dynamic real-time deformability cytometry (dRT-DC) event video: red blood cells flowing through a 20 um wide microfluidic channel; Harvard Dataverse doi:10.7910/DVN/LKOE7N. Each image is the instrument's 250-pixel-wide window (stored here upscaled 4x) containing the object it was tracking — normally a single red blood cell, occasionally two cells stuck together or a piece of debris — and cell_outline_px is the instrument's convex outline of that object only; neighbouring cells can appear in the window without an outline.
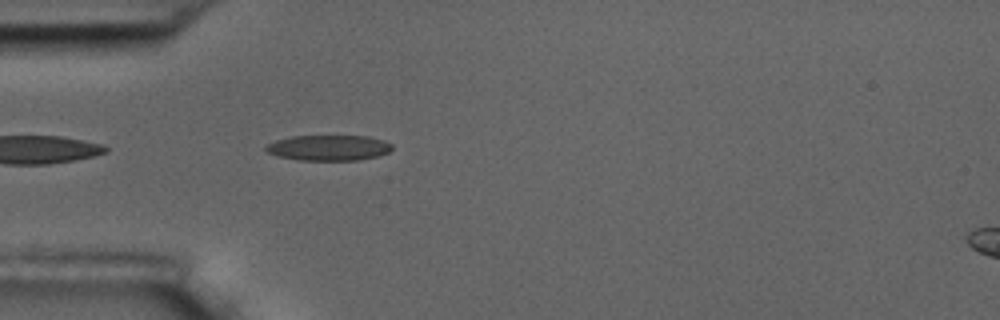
{"species": "common noctule bat (a hibernating species)", "species_latin": "Nyctalus noctula", "temperature_condition": "room temperature", "stored_images_in_passage": 41, "camera_frame_rate_fps": 3000, "um_per_image_px": 0.085, "animal": {"sex": "male", "body_mass_g": 17.5, "forearm_length_mm": 52.3}, "frame": {"image": 1, "passage_image": 2, "time_ms": 0.333, "image_size_px": [1000, 320], "cell_outline_px": [[392, 148], [388, 152], [376, 156], [360, 160], [296, 160], [280, 156], [268, 152], [264, 148], [268, 144], [276, 140], [292, 136], [368, 136], [384, 140], [392, 144]], "centroid_in_image_um": [27.95, 12.56], "position_along_channel_um": 57.0, "area_um2": 18.67}}
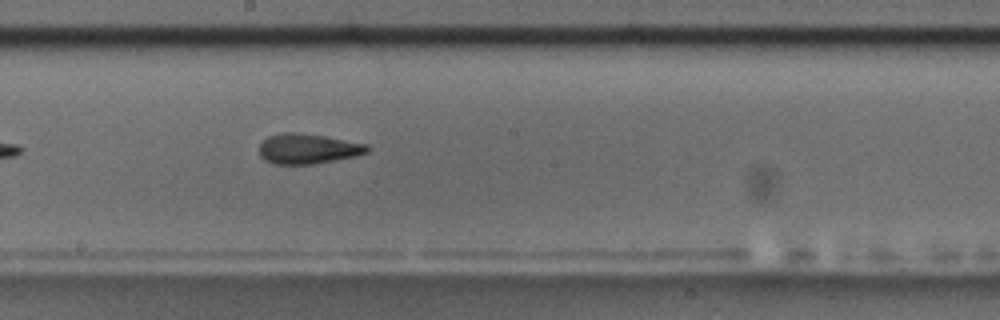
{"frame": {"image": 2, "passage_image": 16, "time_ms": 5.0, "image_size_px": [1000, 320], "cell_outline_px": [[372, 148], [368, 152], [356, 156], [312, 164], [272, 164], [264, 160], [260, 156], [260, 144], [268, 136], [280, 132], [296, 132], [324, 136], [368, 144]], "centroid_in_image_um": [26.17, 12.64], "position_along_channel_um": 222.0, "area_um2": 19.07}}
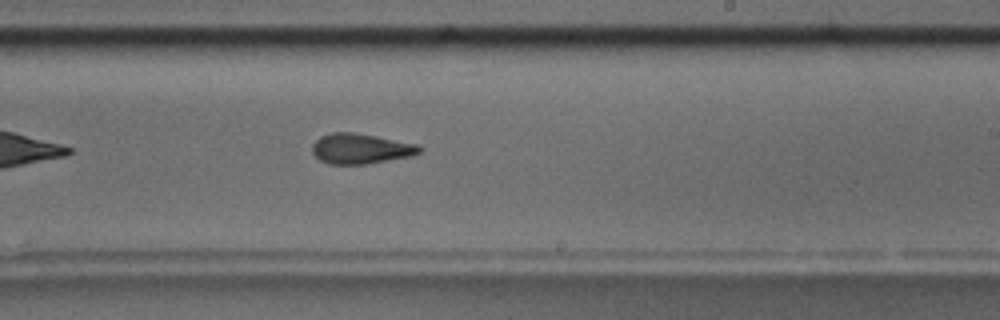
{"frame": {"image": 3, "passage_image": 19, "time_ms": 6.0, "image_size_px": [1000, 320], "cell_outline_px": [[424, 148], [420, 152], [412, 156], [368, 164], [328, 164], [320, 160], [312, 152], [312, 144], [320, 136], [332, 132], [352, 132], [376, 136], [416, 144]], "centroid_in_image_um": [30.65, 12.64], "position_along_channel_um": 258.3, "area_um2": 18.96}, "authors_computed_cell_mechanics": {"area_um2": 18.9584, "velocity_mm_per_s": 3.64, "shape_relaxation_time_tau1_ms": 5.7075, "shape_relaxation_time_tau2_ms": 2.6609, "deformation_change_tau1": 0.1747, "deformation_change_tau2": 0.1158}}